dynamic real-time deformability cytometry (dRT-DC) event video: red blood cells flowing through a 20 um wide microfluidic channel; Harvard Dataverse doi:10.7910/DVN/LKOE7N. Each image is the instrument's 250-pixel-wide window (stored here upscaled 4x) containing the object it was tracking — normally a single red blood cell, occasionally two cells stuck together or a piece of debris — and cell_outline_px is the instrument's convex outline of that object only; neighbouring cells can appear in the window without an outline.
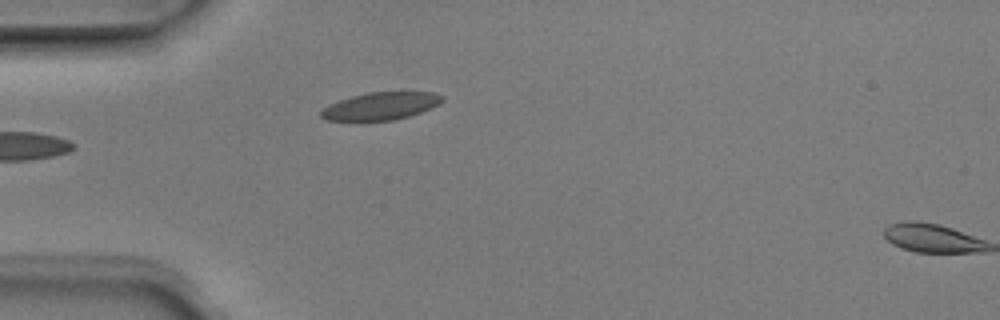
{"species": "Egyptian fruit bat (a non-hibernating species)", "species_latin": "Rousettus aegyptiacus", "temperature_condition": "room temperature", "stored_images_in_passage": 6, "segment_of_instrument_passage": [1, 2], "camera_frame_rate_fps": 3000, "um_per_image_px": 0.085, "animal": {"sex": "male"}, "frame": {"image": 1, "passage_image": 5, "time_ms": 1.333, "image_size_px": [1000, 320], "cell_outline_px": [[444, 100], [440, 104], [420, 112], [408, 116], [392, 120], [328, 120], [320, 116], [320, 112], [328, 104], [352, 96], [368, 92], [432, 92], [444, 96]], "centroid_in_image_um": [32.38, 9.0], "position_along_channel_um": 52.6, "area_um2": 19.25}}